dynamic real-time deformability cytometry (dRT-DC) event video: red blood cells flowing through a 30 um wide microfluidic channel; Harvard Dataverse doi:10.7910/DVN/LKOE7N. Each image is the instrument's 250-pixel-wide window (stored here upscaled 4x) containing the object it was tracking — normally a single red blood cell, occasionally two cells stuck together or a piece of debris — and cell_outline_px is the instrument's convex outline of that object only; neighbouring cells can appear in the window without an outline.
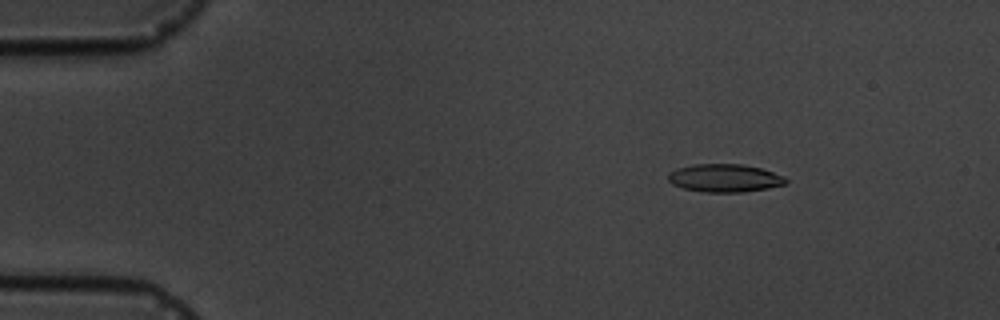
{"species": "common noctule bat (a hibernating species)", "species_latin": "Nyctalus noctula", "temperature_condition": "cold", "stored_images_in_passage": 16, "camera_frame_rate_fps": 3000, "um_per_image_px": 0.085, "animal": {"sex": "male", "body_mass_g": 19.5, "forearm_length_mm": 54.6}, "frame": {"image": 1, "passage_image": 3, "time_ms": 2.333, "image_size_px": [1000, 320], "cell_outline_px": [[788, 184], [768, 188], [744, 192], [704, 192], [684, 188], [672, 184], [668, 180], [668, 172], [676, 168], [692, 164], [744, 164], [760, 168], [784, 176], [788, 180]], "centroid_in_image_um": [61.6, 15.13], "position_along_channel_um": 23.4, "area_um2": 19.36}}
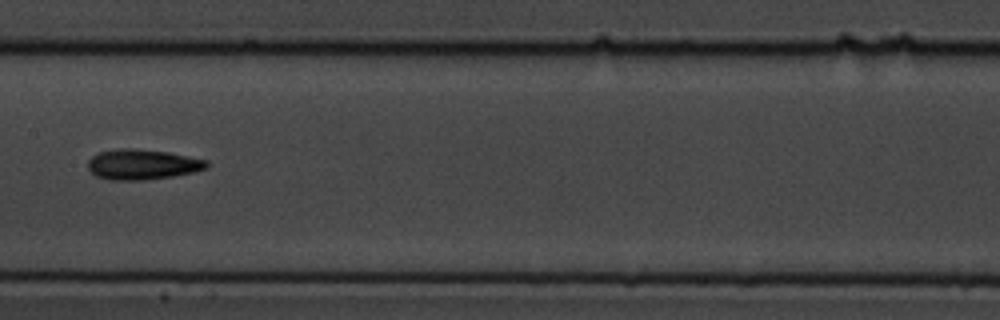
{"frame": {"image": 2, "passage_image": 9, "time_ms": 9.333, "image_size_px": [1000, 320], "cell_outline_px": [[208, 168], [192, 172], [172, 176], [144, 180], [108, 180], [96, 176], [88, 168], [88, 160], [92, 156], [100, 152], [120, 148], [132, 148], [168, 152], [208, 160]], "centroid_in_image_um": [12.09, 13.98], "position_along_channel_um": 195.3, "area_um2": 20.92}}
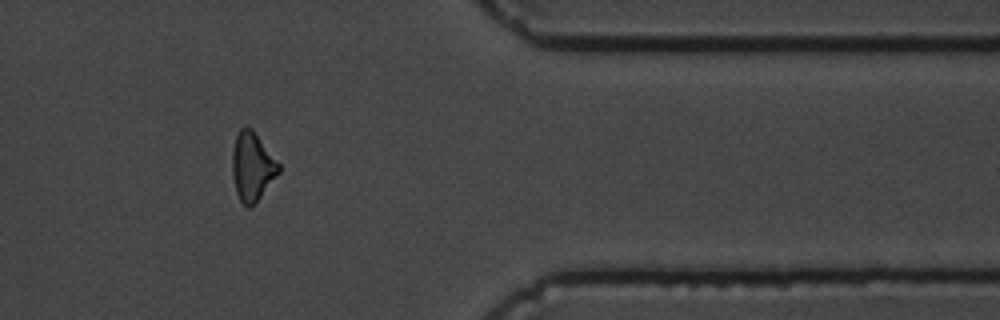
{"frame": {"image": 3, "passage_image": 14, "time_ms": 15.333, "image_size_px": [1000, 320], "cell_outline_px": [[280, 172], [260, 196], [248, 208], [240, 200], [236, 192], [232, 176], [232, 152], [236, 136], [240, 128], [244, 124], [252, 128], [280, 164]], "centroid_in_image_um": [21.43, 14.1], "position_along_channel_um": 390.0, "area_um2": 18.44}, "authors_computed_cell_mechanics": {"area_um2": 18.9006, "velocity_mm_per_s": 3.5585, "shape_relaxation_time_tau1_ms": 3.2167, "shape_relaxation_time_tau2_ms": 11.1952, "deformation_change_tau1": 0.1167, "deformation_change_tau2": 0.244}}